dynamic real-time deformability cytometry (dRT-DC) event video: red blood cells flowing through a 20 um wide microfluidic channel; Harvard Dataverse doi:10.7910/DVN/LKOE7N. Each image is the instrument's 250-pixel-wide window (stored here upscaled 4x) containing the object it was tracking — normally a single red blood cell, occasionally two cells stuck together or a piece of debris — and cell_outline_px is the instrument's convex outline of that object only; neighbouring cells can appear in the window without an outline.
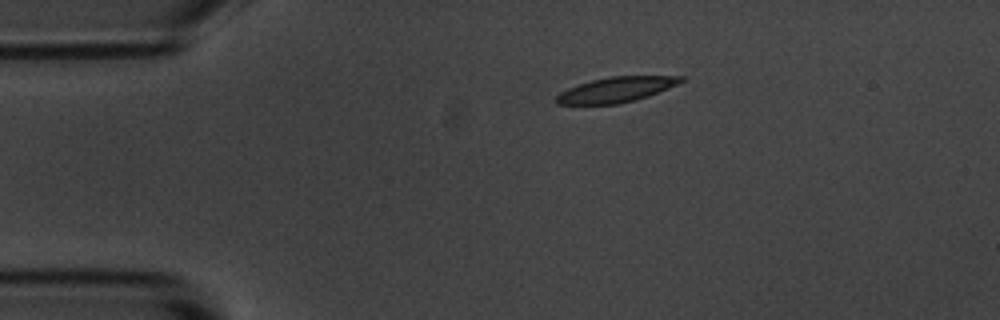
{"species": "common noctule bat (a hibernating species)", "species_latin": "Nyctalus noctula", "temperature_condition": "room temperature", "stored_images_in_passage": 4, "camera_frame_rate_fps": 3000, "um_per_image_px": 0.085, "animal": {"sex": "male", "body_mass_g": 20.1, "forearm_length_mm": 53.5}, "frame": {"image": 1, "passage_image": 1, "time_ms": 0.0, "image_size_px": [1000, 320], "cell_outline_px": [[684, 80], [668, 88], [648, 96], [616, 104], [556, 104], [556, 96], [560, 92], [568, 88], [592, 80], [612, 76], [684, 76]], "centroid_in_image_um": [52.36, 7.61], "position_along_channel_um": 32.6, "area_um2": 17.92}}
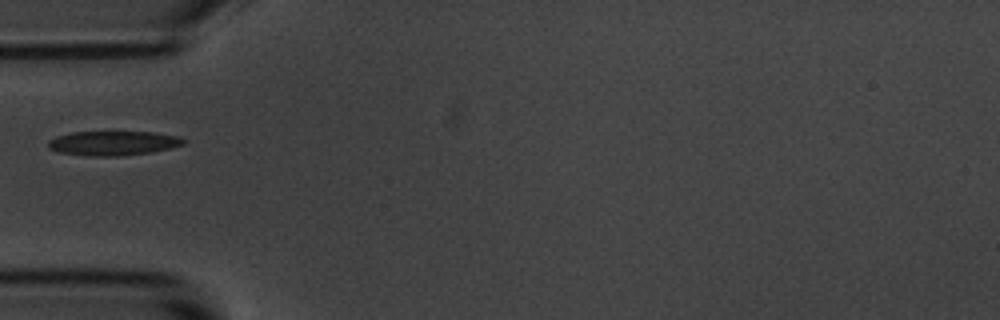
{"frame": {"image": 2, "passage_image": 3, "time_ms": 2.333, "image_size_px": [1000, 320], "cell_outline_px": [[188, 140], [184, 144], [172, 148], [152, 152], [116, 156], [92, 156], [60, 152], [48, 148], [48, 140], [56, 136], [72, 132], [156, 132], [180, 136]], "centroid_in_image_um": [9.68, 12.16], "position_along_channel_um": 75.3, "area_um2": 19.36}}